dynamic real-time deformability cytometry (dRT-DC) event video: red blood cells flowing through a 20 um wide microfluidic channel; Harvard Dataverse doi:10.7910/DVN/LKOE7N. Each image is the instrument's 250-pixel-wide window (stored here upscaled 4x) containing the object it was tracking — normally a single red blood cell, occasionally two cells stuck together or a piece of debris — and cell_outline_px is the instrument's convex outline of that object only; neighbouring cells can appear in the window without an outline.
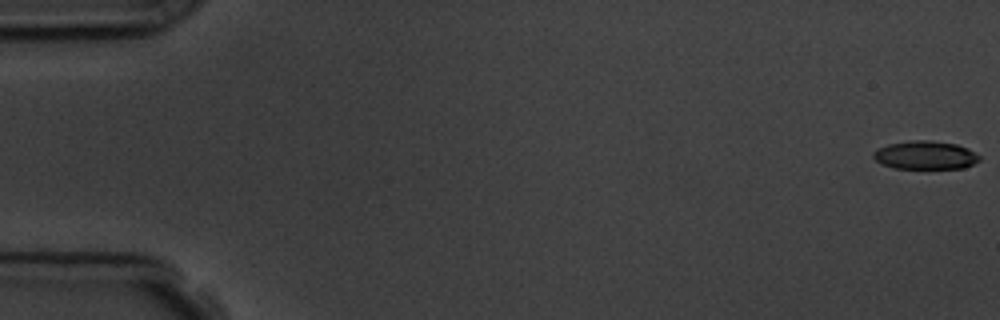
{"species": "common noctule bat (a hibernating species)", "species_latin": "Nyctalus noctula", "temperature_condition": "room temperature", "stored_images_in_passage": 10, "camera_frame_rate_fps": 3000, "um_per_image_px": 0.085, "animal": {"sex": "male", "body_mass_g": 19.5, "forearm_length_mm": 54.6}, "frame": {"image": 1, "passage_image": 1, "time_ms": 0.0, "image_size_px": [1000, 320], "cell_outline_px": [[980, 160], [964, 168], [892, 168], [880, 164], [872, 156], [872, 152], [888, 144], [912, 140], [932, 140], [956, 144], [968, 148], [980, 156]], "centroid_in_image_um": [78.64, 13.18], "position_along_channel_um": 6.4, "area_um2": 17.57}}